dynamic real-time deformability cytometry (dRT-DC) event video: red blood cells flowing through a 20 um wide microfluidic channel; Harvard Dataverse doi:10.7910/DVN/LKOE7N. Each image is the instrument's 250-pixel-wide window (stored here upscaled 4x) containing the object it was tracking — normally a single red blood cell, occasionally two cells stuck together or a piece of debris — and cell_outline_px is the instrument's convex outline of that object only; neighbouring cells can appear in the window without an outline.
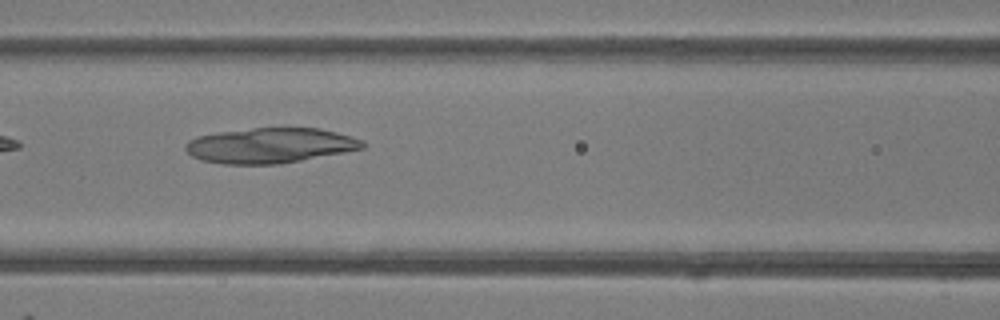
{"species": "common noctule bat (a hibernating species)", "species_latin": "Nyctalus noctula", "temperature_condition": "room temperature", "stored_images_in_passage": 8, "camera_frame_rate_fps": 3000, "um_per_image_px": 0.085, "animal": {"sex": "female"}, "frame": {"image": 1, "passage_image": 6, "time_ms": 6.667, "image_size_px": [1000, 320], "cell_outline_px": [[368, 144], [364, 148], [344, 152], [280, 164], [224, 164], [200, 160], [192, 156], [184, 148], [184, 144], [188, 140], [196, 136], [220, 132], [252, 128], [320, 128], [336, 132], [364, 140]], "centroid_in_image_um": [22.95, 12.37], "position_along_channel_um": 143.6, "area_um2": 36.41}}
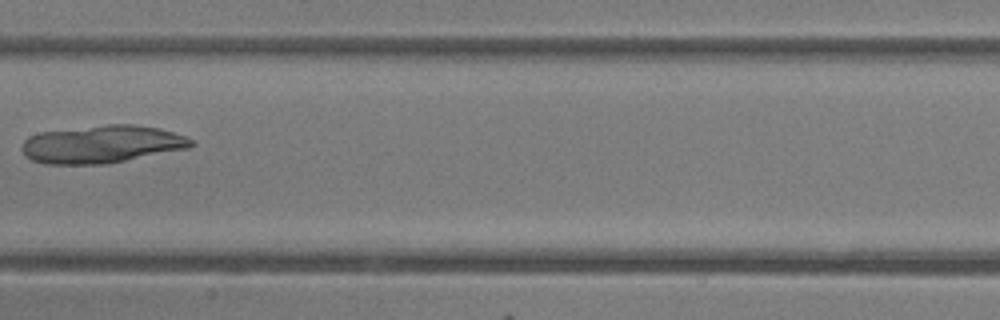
{"frame": {"image": 2, "passage_image": 7, "time_ms": 8.0, "image_size_px": [1000, 320], "cell_outline_px": [[196, 144], [192, 148], [108, 164], [44, 164], [32, 160], [24, 156], [20, 148], [24, 140], [28, 136], [40, 132], [108, 124], [132, 124], [160, 128], [196, 140]], "centroid_in_image_um": [8.69, 12.27], "position_along_channel_um": 198.7, "area_um2": 37.8}}
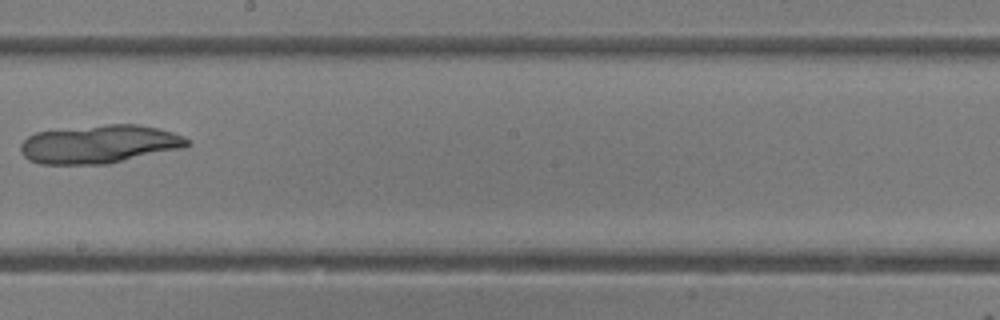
{"frame": {"image": 3, "passage_image": 8, "time_ms": 9.0, "image_size_px": [1000, 320], "cell_outline_px": [[192, 144], [184, 148], [108, 164], [40, 164], [28, 160], [20, 152], [20, 144], [28, 136], [36, 132], [108, 124], [140, 124], [172, 132], [184, 136]], "centroid_in_image_um": [8.46, 12.26], "position_along_channel_um": 239.7, "area_um2": 37.34}}